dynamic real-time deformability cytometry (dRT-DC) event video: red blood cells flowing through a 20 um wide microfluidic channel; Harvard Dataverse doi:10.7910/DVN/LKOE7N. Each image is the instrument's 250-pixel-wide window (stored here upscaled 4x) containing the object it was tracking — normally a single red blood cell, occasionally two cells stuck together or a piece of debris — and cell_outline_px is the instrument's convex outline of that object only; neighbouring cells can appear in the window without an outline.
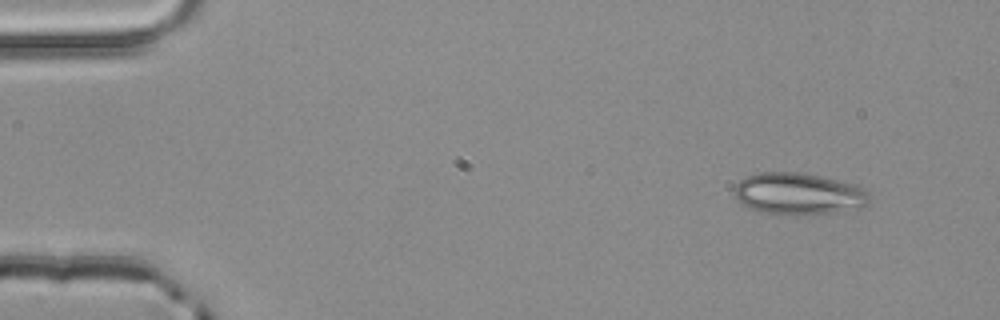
{"species": "common noctule bat (a hibernating species)", "species_latin": "Nyctalus noctula", "temperature_condition": "room temperature", "stored_images_in_passage": 3, "camera_frame_rate_fps": 3000, "um_per_image_px": 0.085, "animal": {"sex": "male", "body_mass_g": 20.4}, "frame": {"image": 1, "passage_image": 3, "time_ms": 0.667, "image_size_px": [1000, 320], "cell_outline_px": [[868, 204], [860, 208], [812, 216], [760, 212], [740, 204], [736, 196], [736, 184], [740, 180], [748, 176], [760, 172], [800, 172], [820, 176], [856, 184], [864, 188], [868, 192]], "centroid_in_image_um": [67.91, 16.48], "position_along_channel_um": 17.1, "area_um2": 33.12}}